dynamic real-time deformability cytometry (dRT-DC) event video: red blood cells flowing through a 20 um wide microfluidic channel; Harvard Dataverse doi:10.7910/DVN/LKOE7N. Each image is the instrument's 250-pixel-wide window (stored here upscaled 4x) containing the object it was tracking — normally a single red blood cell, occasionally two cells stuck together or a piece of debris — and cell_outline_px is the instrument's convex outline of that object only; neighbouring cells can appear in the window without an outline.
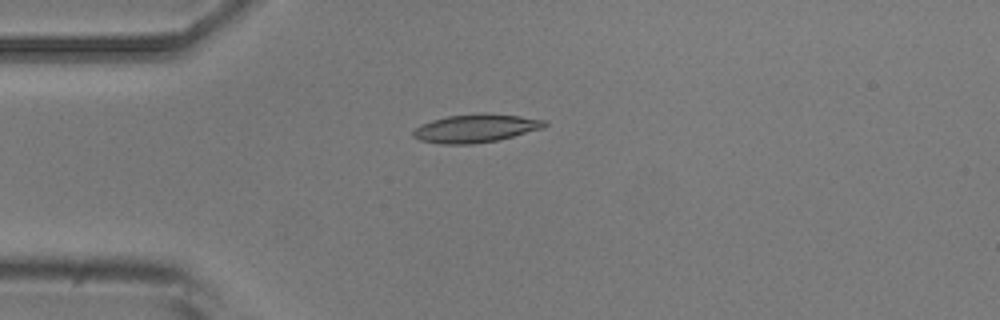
{"species": "common noctule bat (a hibernating species)", "species_latin": "Nyctalus noctula", "temperature_condition": "room temperature", "stored_images_in_passage": 4, "camera_frame_rate_fps": 3000, "um_per_image_px": 0.085, "animal": {"sex": "male", "body_mass_g": 20.5, "forearm_length_mm": 52.5}, "frame": {"image": 1, "passage_image": 4, "time_ms": 3.667, "image_size_px": [1000, 320], "cell_outline_px": [[548, 124], [544, 128], [500, 140], [472, 144], [440, 144], [420, 140], [412, 136], [412, 132], [416, 128], [432, 120], [448, 116], [484, 112], [520, 116], [548, 120]], "centroid_in_image_um": [40.5, 10.9], "position_along_channel_um": 44.5, "area_um2": 21.85}}